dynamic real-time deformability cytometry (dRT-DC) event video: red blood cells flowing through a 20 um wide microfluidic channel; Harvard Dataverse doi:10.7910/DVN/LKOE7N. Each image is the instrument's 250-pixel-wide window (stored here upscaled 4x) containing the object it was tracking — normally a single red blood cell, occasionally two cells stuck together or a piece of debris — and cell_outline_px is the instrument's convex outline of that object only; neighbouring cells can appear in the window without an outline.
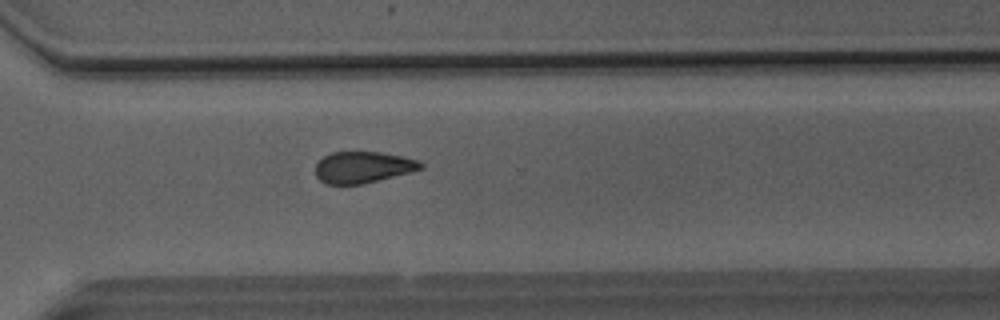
{"species": "Egyptian fruit bat (a non-hibernating species)", "species_latin": "Rousettus aegyptiacus", "temperature_condition": "room temperature", "stored_images_in_passage": 34, "camera_frame_rate_fps": 3000, "um_per_image_px": 0.085, "animal": {"sex": "male"}, "frame": {"image": 1, "passage_image": 25, "time_ms": 8.0, "image_size_px": [1000, 320], "cell_outline_px": [[424, 168], [360, 184], [324, 184], [316, 176], [316, 164], [324, 156], [332, 152], [380, 152], [400, 156], [416, 160], [424, 164]], "centroid_in_image_um": [30.81, 14.21], "position_along_channel_um": 339.8, "area_um2": 18.9}}